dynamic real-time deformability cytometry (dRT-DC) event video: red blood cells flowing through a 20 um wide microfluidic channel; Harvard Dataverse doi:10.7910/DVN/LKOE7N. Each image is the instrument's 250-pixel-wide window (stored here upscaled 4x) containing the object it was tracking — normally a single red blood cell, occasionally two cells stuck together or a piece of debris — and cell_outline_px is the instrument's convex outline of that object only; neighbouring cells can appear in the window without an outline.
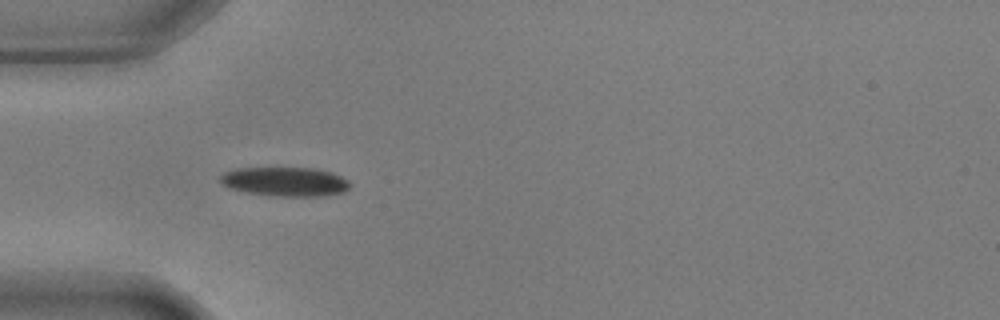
{"species": "common noctule bat (a hibernating species)", "species_latin": "Nyctalus noctula", "temperature_condition": "warm", "stored_images_in_passage": 39, "camera_frame_rate_fps": 3000, "um_per_image_px": 0.085, "animal": {"sex": "male", "body_mass_g": 17.9, "forearm_length_mm": 54.2}, "frame": {"image": 1, "passage_image": 1, "time_ms": 0.0, "image_size_px": [1000, 320], "cell_outline_px": [[352, 184], [344, 192], [328, 196], [276, 196], [244, 192], [228, 188], [220, 184], [220, 176], [224, 172], [236, 168], [316, 168], [332, 172], [348, 180]], "centroid_in_image_um": [24.23, 15.44], "position_along_channel_um": 60.8, "area_um2": 22.37}}
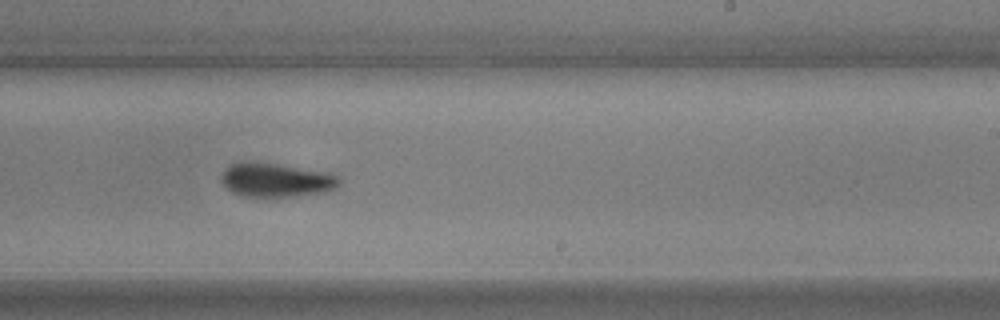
{"frame": {"image": 2, "passage_image": 18, "time_ms": 5.667, "image_size_px": [1000, 320], "cell_outline_px": [[340, 184], [336, 188], [324, 192], [292, 196], [244, 196], [232, 192], [220, 180], [220, 176], [224, 168], [228, 164], [240, 160], [244, 160], [276, 164], [332, 172], [340, 176]], "centroid_in_image_um": [23.45, 15.26], "position_along_channel_um": 265.5, "area_um2": 23.7}}
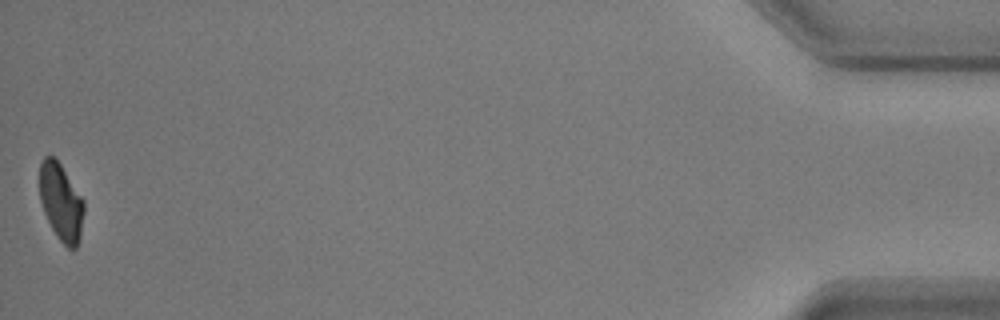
{"frame": {"image": 3, "passage_image": 39, "time_ms": 12.667, "image_size_px": [1000, 320], "cell_outline_px": [[84, 212], [80, 236], [76, 248], [68, 248], [60, 240], [52, 228], [44, 212], [40, 200], [40, 164], [44, 156], [56, 156], [84, 200]], "centroid_in_image_um": [5.19, 17.13], "position_along_channel_um": 430.0, "area_um2": 19.94}, "authors_computed_cell_mechanics": {"area_um2": 23.0044, "velocity_mm_per_s": 3.6567, "shape_relaxation_time_tau1_ms": 3.7619, "shape_relaxation_time_tau2_ms": 9.0571, "deformation_change_tau1": 0.1281, "deformation_change_tau2": 0.1647}}